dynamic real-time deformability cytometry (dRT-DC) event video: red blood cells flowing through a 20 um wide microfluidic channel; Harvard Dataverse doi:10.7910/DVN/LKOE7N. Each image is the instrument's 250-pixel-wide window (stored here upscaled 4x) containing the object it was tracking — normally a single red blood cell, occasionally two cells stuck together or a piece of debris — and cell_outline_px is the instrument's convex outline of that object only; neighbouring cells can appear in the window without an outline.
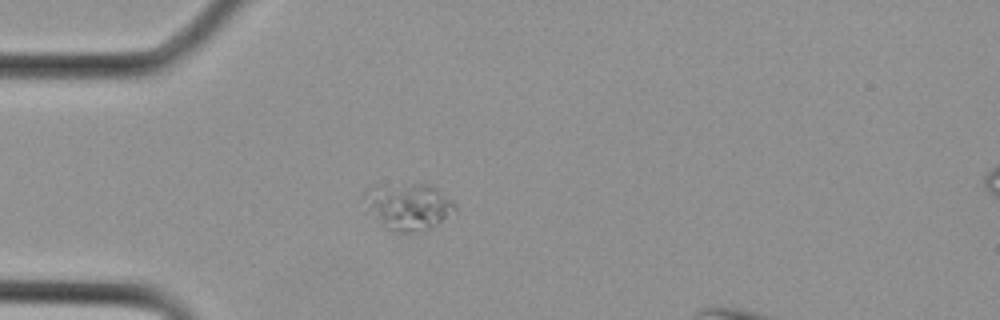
{"species": "Egyptian fruit bat (a non-hibernating species)", "species_latin": "Rousettus aegyptiacus", "temperature_condition": "cold", "stored_images_in_passage": 25, "segment_of_instrument_passage": [1, 2], "camera_frame_rate_fps": 3000, "um_per_image_px": 0.085, "animal": {"sex": "female"}, "frame": {"image": 1, "passage_image": 5, "time_ms": 1.333, "image_size_px": [1000, 320], "cell_outline_px": [[456, 212], [416, 232], [404, 232], [388, 228], [380, 220], [364, 192], [376, 184], [432, 184], [452, 200], [456, 204]], "centroid_in_image_um": [34.82, 17.47], "position_along_channel_um": 50.2, "area_um2": 23.29}}
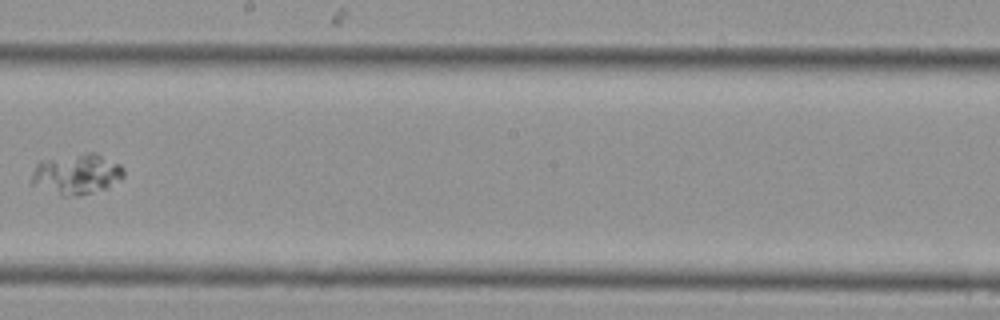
{"frame": {"image": 2, "passage_image": 14, "time_ms": 4.333, "image_size_px": [1000, 320], "cell_outline_px": [[124, 176], [120, 180], [108, 188], [80, 196], [60, 196], [32, 184], [32, 176], [36, 164], [40, 160], [88, 152], [96, 152], [120, 164], [124, 168]], "centroid_in_image_um": [6.55, 14.8], "position_along_channel_um": 241.7, "area_um2": 22.02}}
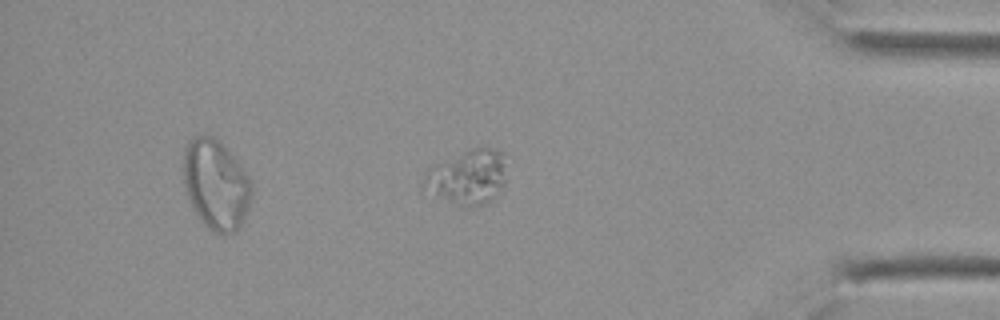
{"frame": {"image": 3, "passage_image": 22, "time_ms": 7.0, "image_size_px": [1000, 320], "cell_outline_px": [[504, 184], [496, 196], [492, 200], [484, 204], [472, 204], [452, 200], [420, 192], [424, 176], [436, 164], [472, 148], [492, 148], [504, 152]], "centroid_in_image_um": [39.74, 15.02], "position_along_channel_um": 395.5, "area_um2": 25.55}}